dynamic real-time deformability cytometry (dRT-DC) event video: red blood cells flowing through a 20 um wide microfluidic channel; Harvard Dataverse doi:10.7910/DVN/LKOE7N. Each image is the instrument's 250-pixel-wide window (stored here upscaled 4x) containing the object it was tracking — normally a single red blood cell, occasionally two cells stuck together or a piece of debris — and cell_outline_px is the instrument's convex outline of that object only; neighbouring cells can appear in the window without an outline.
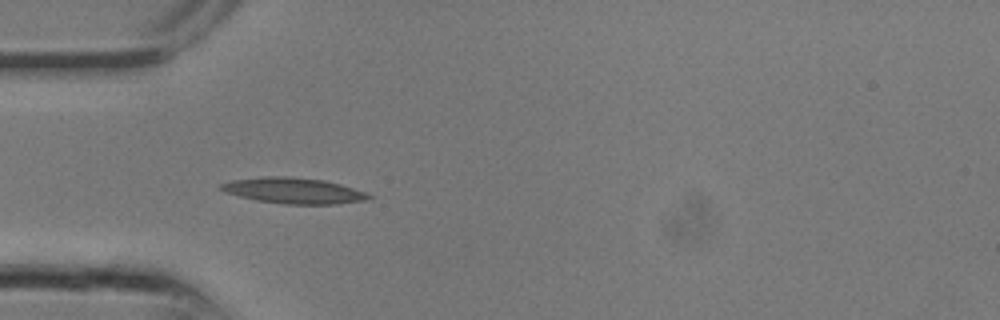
{"species": "common noctule bat (a hibernating species)", "species_latin": "Nyctalus noctula", "temperature_condition": "room temperature", "stored_images_in_passage": 10, "camera_frame_rate_fps": 3000, "um_per_image_px": 0.085, "animal": {"sex": "male", "body_mass_g": 13.3}, "frame": {"image": 1, "passage_image": 7, "time_ms": 2.0, "image_size_px": [1000, 320], "cell_outline_px": [[372, 200], [336, 204], [284, 204], [256, 200], [224, 192], [216, 188], [220, 184], [232, 180], [264, 176], [288, 176], [324, 180], [340, 184], [368, 192], [372, 196]], "centroid_in_image_um": [24.98, 16.2], "position_along_channel_um": 60.0, "area_um2": 22.54}}
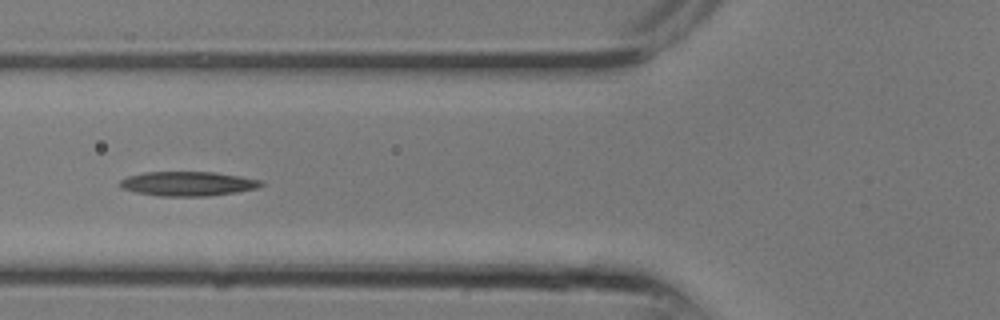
{"frame": {"image": 2, "passage_image": 9, "time_ms": 2.667, "image_size_px": [1000, 320], "cell_outline_px": [[264, 184], [256, 188], [236, 192], [208, 196], [160, 196], [136, 192], [120, 188], [120, 180], [128, 176], [144, 172], [216, 172], [240, 176], [260, 180]], "centroid_in_image_um": [15.95, 15.61], "position_along_channel_um": 109.9, "area_um2": 20.0}}